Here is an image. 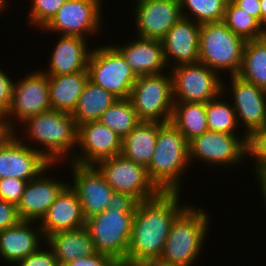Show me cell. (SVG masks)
I'll return each instance as SVG.
<instances>
[{
	"label": "cell",
	"instance_id": "cell-1",
	"mask_svg": "<svg viewBox=\"0 0 266 266\" xmlns=\"http://www.w3.org/2000/svg\"><path fill=\"white\" fill-rule=\"evenodd\" d=\"M180 193L160 192L138 202L127 258L122 266H145L159 259L173 221L189 205H181Z\"/></svg>",
	"mask_w": 266,
	"mask_h": 266
},
{
	"label": "cell",
	"instance_id": "cell-2",
	"mask_svg": "<svg viewBox=\"0 0 266 266\" xmlns=\"http://www.w3.org/2000/svg\"><path fill=\"white\" fill-rule=\"evenodd\" d=\"M22 127L25 128L22 133L25 132L23 135L27 142H35L30 147L41 153L51 164L65 163V160L70 162L73 159V150L77 149V126L71 114L51 109L29 118L21 129ZM35 144L37 148L33 147Z\"/></svg>",
	"mask_w": 266,
	"mask_h": 266
},
{
	"label": "cell",
	"instance_id": "cell-3",
	"mask_svg": "<svg viewBox=\"0 0 266 266\" xmlns=\"http://www.w3.org/2000/svg\"><path fill=\"white\" fill-rule=\"evenodd\" d=\"M208 215L203 207L189 204L173 221L162 254L155 263L164 266L195 265L210 230Z\"/></svg>",
	"mask_w": 266,
	"mask_h": 266
},
{
	"label": "cell",
	"instance_id": "cell-4",
	"mask_svg": "<svg viewBox=\"0 0 266 266\" xmlns=\"http://www.w3.org/2000/svg\"><path fill=\"white\" fill-rule=\"evenodd\" d=\"M189 141L172 122H158V136L147 167L150 180L161 192H181L189 168Z\"/></svg>",
	"mask_w": 266,
	"mask_h": 266
},
{
	"label": "cell",
	"instance_id": "cell-5",
	"mask_svg": "<svg viewBox=\"0 0 266 266\" xmlns=\"http://www.w3.org/2000/svg\"><path fill=\"white\" fill-rule=\"evenodd\" d=\"M246 41L221 22L201 24L199 62L222 75H237L242 64ZM222 70V71H221Z\"/></svg>",
	"mask_w": 266,
	"mask_h": 266
},
{
	"label": "cell",
	"instance_id": "cell-6",
	"mask_svg": "<svg viewBox=\"0 0 266 266\" xmlns=\"http://www.w3.org/2000/svg\"><path fill=\"white\" fill-rule=\"evenodd\" d=\"M135 212L108 208L86 219L97 253L114 258L121 266L126 262Z\"/></svg>",
	"mask_w": 266,
	"mask_h": 266
},
{
	"label": "cell",
	"instance_id": "cell-7",
	"mask_svg": "<svg viewBox=\"0 0 266 266\" xmlns=\"http://www.w3.org/2000/svg\"><path fill=\"white\" fill-rule=\"evenodd\" d=\"M128 99L141 121L171 122L174 98L170 72L139 76Z\"/></svg>",
	"mask_w": 266,
	"mask_h": 266
},
{
	"label": "cell",
	"instance_id": "cell-8",
	"mask_svg": "<svg viewBox=\"0 0 266 266\" xmlns=\"http://www.w3.org/2000/svg\"><path fill=\"white\" fill-rule=\"evenodd\" d=\"M87 70L90 81L119 99L129 98L138 78L111 44L92 49Z\"/></svg>",
	"mask_w": 266,
	"mask_h": 266
},
{
	"label": "cell",
	"instance_id": "cell-9",
	"mask_svg": "<svg viewBox=\"0 0 266 266\" xmlns=\"http://www.w3.org/2000/svg\"><path fill=\"white\" fill-rule=\"evenodd\" d=\"M207 131L189 141V162L224 168L244 163L248 158V136ZM227 165V166H225Z\"/></svg>",
	"mask_w": 266,
	"mask_h": 266
},
{
	"label": "cell",
	"instance_id": "cell-10",
	"mask_svg": "<svg viewBox=\"0 0 266 266\" xmlns=\"http://www.w3.org/2000/svg\"><path fill=\"white\" fill-rule=\"evenodd\" d=\"M169 69L174 102L206 104L222 92L224 78L203 63L180 64Z\"/></svg>",
	"mask_w": 266,
	"mask_h": 266
},
{
	"label": "cell",
	"instance_id": "cell-11",
	"mask_svg": "<svg viewBox=\"0 0 266 266\" xmlns=\"http://www.w3.org/2000/svg\"><path fill=\"white\" fill-rule=\"evenodd\" d=\"M103 0H66L43 32L87 39L101 33ZM102 12V13H101ZM87 35V36H86Z\"/></svg>",
	"mask_w": 266,
	"mask_h": 266
},
{
	"label": "cell",
	"instance_id": "cell-12",
	"mask_svg": "<svg viewBox=\"0 0 266 266\" xmlns=\"http://www.w3.org/2000/svg\"><path fill=\"white\" fill-rule=\"evenodd\" d=\"M95 166L114 191L131 194L139 202L161 192L150 180L147 168L121 154L102 160Z\"/></svg>",
	"mask_w": 266,
	"mask_h": 266
},
{
	"label": "cell",
	"instance_id": "cell-13",
	"mask_svg": "<svg viewBox=\"0 0 266 266\" xmlns=\"http://www.w3.org/2000/svg\"><path fill=\"white\" fill-rule=\"evenodd\" d=\"M49 93L48 75L40 69L15 80L12 103L7 111L13 125L19 129L18 123L21 126L29 118L51 110Z\"/></svg>",
	"mask_w": 266,
	"mask_h": 266
},
{
	"label": "cell",
	"instance_id": "cell-14",
	"mask_svg": "<svg viewBox=\"0 0 266 266\" xmlns=\"http://www.w3.org/2000/svg\"><path fill=\"white\" fill-rule=\"evenodd\" d=\"M229 77L230 89L228 82L225 84V81H222V91H227V88L231 91V104L236 112L238 124L240 126L242 123L244 135L249 137L255 130L266 125V90L243 80L238 75Z\"/></svg>",
	"mask_w": 266,
	"mask_h": 266
},
{
	"label": "cell",
	"instance_id": "cell-15",
	"mask_svg": "<svg viewBox=\"0 0 266 266\" xmlns=\"http://www.w3.org/2000/svg\"><path fill=\"white\" fill-rule=\"evenodd\" d=\"M121 151L120 136L100 121H90L77 127V149L70 162L96 165L102 160L120 155Z\"/></svg>",
	"mask_w": 266,
	"mask_h": 266
},
{
	"label": "cell",
	"instance_id": "cell-16",
	"mask_svg": "<svg viewBox=\"0 0 266 266\" xmlns=\"http://www.w3.org/2000/svg\"><path fill=\"white\" fill-rule=\"evenodd\" d=\"M72 182L69 184L76 192L85 219L108 209L114 192L95 165H81L69 162Z\"/></svg>",
	"mask_w": 266,
	"mask_h": 266
},
{
	"label": "cell",
	"instance_id": "cell-17",
	"mask_svg": "<svg viewBox=\"0 0 266 266\" xmlns=\"http://www.w3.org/2000/svg\"><path fill=\"white\" fill-rule=\"evenodd\" d=\"M134 19L137 37L162 40L182 16L180 0H148L136 3Z\"/></svg>",
	"mask_w": 266,
	"mask_h": 266
},
{
	"label": "cell",
	"instance_id": "cell-18",
	"mask_svg": "<svg viewBox=\"0 0 266 266\" xmlns=\"http://www.w3.org/2000/svg\"><path fill=\"white\" fill-rule=\"evenodd\" d=\"M15 138L9 145L0 148V179L18 178L31 181L37 178L51 163L30 147L24 138ZM23 138V139H22Z\"/></svg>",
	"mask_w": 266,
	"mask_h": 266
},
{
	"label": "cell",
	"instance_id": "cell-19",
	"mask_svg": "<svg viewBox=\"0 0 266 266\" xmlns=\"http://www.w3.org/2000/svg\"><path fill=\"white\" fill-rule=\"evenodd\" d=\"M55 165L59 166L58 164H51L37 178L28 181L21 200L17 204V211L21 220L39 222L60 192L69 184L46 174L50 168L55 169L53 167Z\"/></svg>",
	"mask_w": 266,
	"mask_h": 266
},
{
	"label": "cell",
	"instance_id": "cell-20",
	"mask_svg": "<svg viewBox=\"0 0 266 266\" xmlns=\"http://www.w3.org/2000/svg\"><path fill=\"white\" fill-rule=\"evenodd\" d=\"M200 29L201 24L184 17L169 29L161 40L164 59L169 68L199 62Z\"/></svg>",
	"mask_w": 266,
	"mask_h": 266
},
{
	"label": "cell",
	"instance_id": "cell-21",
	"mask_svg": "<svg viewBox=\"0 0 266 266\" xmlns=\"http://www.w3.org/2000/svg\"><path fill=\"white\" fill-rule=\"evenodd\" d=\"M40 223V224H39ZM86 219L76 192L68 184L50 205L38 222L44 239L59 231L76 230L85 227Z\"/></svg>",
	"mask_w": 266,
	"mask_h": 266
},
{
	"label": "cell",
	"instance_id": "cell-22",
	"mask_svg": "<svg viewBox=\"0 0 266 266\" xmlns=\"http://www.w3.org/2000/svg\"><path fill=\"white\" fill-rule=\"evenodd\" d=\"M58 36L59 39L49 56L48 69L40 70L48 76L88 71V60L93 48H89L91 46L87 45V39L78 36Z\"/></svg>",
	"mask_w": 266,
	"mask_h": 266
},
{
	"label": "cell",
	"instance_id": "cell-23",
	"mask_svg": "<svg viewBox=\"0 0 266 266\" xmlns=\"http://www.w3.org/2000/svg\"><path fill=\"white\" fill-rule=\"evenodd\" d=\"M111 45L123 56L137 77L163 73L164 69L165 72L169 70L160 40L136 37L123 45Z\"/></svg>",
	"mask_w": 266,
	"mask_h": 266
},
{
	"label": "cell",
	"instance_id": "cell-24",
	"mask_svg": "<svg viewBox=\"0 0 266 266\" xmlns=\"http://www.w3.org/2000/svg\"><path fill=\"white\" fill-rule=\"evenodd\" d=\"M33 223L37 222L21 220L0 232V257L3 261L15 266L42 245L41 241H45L42 230Z\"/></svg>",
	"mask_w": 266,
	"mask_h": 266
},
{
	"label": "cell",
	"instance_id": "cell-25",
	"mask_svg": "<svg viewBox=\"0 0 266 266\" xmlns=\"http://www.w3.org/2000/svg\"><path fill=\"white\" fill-rule=\"evenodd\" d=\"M59 266H65L77 258L90 257L97 253L86 227L59 231L45 238Z\"/></svg>",
	"mask_w": 266,
	"mask_h": 266
},
{
	"label": "cell",
	"instance_id": "cell-26",
	"mask_svg": "<svg viewBox=\"0 0 266 266\" xmlns=\"http://www.w3.org/2000/svg\"><path fill=\"white\" fill-rule=\"evenodd\" d=\"M88 79V71L48 76L51 109L72 114Z\"/></svg>",
	"mask_w": 266,
	"mask_h": 266
},
{
	"label": "cell",
	"instance_id": "cell-27",
	"mask_svg": "<svg viewBox=\"0 0 266 266\" xmlns=\"http://www.w3.org/2000/svg\"><path fill=\"white\" fill-rule=\"evenodd\" d=\"M158 136V122L141 121L124 139L121 155L147 168Z\"/></svg>",
	"mask_w": 266,
	"mask_h": 266
},
{
	"label": "cell",
	"instance_id": "cell-28",
	"mask_svg": "<svg viewBox=\"0 0 266 266\" xmlns=\"http://www.w3.org/2000/svg\"><path fill=\"white\" fill-rule=\"evenodd\" d=\"M118 99L113 93L106 91L88 79L76 108L71 114L76 126L99 120L102 113Z\"/></svg>",
	"mask_w": 266,
	"mask_h": 266
},
{
	"label": "cell",
	"instance_id": "cell-29",
	"mask_svg": "<svg viewBox=\"0 0 266 266\" xmlns=\"http://www.w3.org/2000/svg\"><path fill=\"white\" fill-rule=\"evenodd\" d=\"M237 75L266 90V36L246 41Z\"/></svg>",
	"mask_w": 266,
	"mask_h": 266
},
{
	"label": "cell",
	"instance_id": "cell-30",
	"mask_svg": "<svg viewBox=\"0 0 266 266\" xmlns=\"http://www.w3.org/2000/svg\"><path fill=\"white\" fill-rule=\"evenodd\" d=\"M171 122L190 141L209 131L206 119V104L174 102Z\"/></svg>",
	"mask_w": 266,
	"mask_h": 266
},
{
	"label": "cell",
	"instance_id": "cell-31",
	"mask_svg": "<svg viewBox=\"0 0 266 266\" xmlns=\"http://www.w3.org/2000/svg\"><path fill=\"white\" fill-rule=\"evenodd\" d=\"M124 139L140 122L129 99H118L98 120Z\"/></svg>",
	"mask_w": 266,
	"mask_h": 266
},
{
	"label": "cell",
	"instance_id": "cell-32",
	"mask_svg": "<svg viewBox=\"0 0 266 266\" xmlns=\"http://www.w3.org/2000/svg\"><path fill=\"white\" fill-rule=\"evenodd\" d=\"M223 22L234 34L245 41L266 36L265 27L255 17L238 8L231 0L226 3Z\"/></svg>",
	"mask_w": 266,
	"mask_h": 266
},
{
	"label": "cell",
	"instance_id": "cell-33",
	"mask_svg": "<svg viewBox=\"0 0 266 266\" xmlns=\"http://www.w3.org/2000/svg\"><path fill=\"white\" fill-rule=\"evenodd\" d=\"M225 95L226 91H222L216 98L206 103L207 126L209 131L238 134L240 126L236 112L230 101L227 102L222 98Z\"/></svg>",
	"mask_w": 266,
	"mask_h": 266
},
{
	"label": "cell",
	"instance_id": "cell-34",
	"mask_svg": "<svg viewBox=\"0 0 266 266\" xmlns=\"http://www.w3.org/2000/svg\"><path fill=\"white\" fill-rule=\"evenodd\" d=\"M227 1L180 0L182 16L199 24L221 22L224 19Z\"/></svg>",
	"mask_w": 266,
	"mask_h": 266
},
{
	"label": "cell",
	"instance_id": "cell-35",
	"mask_svg": "<svg viewBox=\"0 0 266 266\" xmlns=\"http://www.w3.org/2000/svg\"><path fill=\"white\" fill-rule=\"evenodd\" d=\"M28 24L38 31L43 29L50 20L55 16L58 9L66 2V0H30Z\"/></svg>",
	"mask_w": 266,
	"mask_h": 266
},
{
	"label": "cell",
	"instance_id": "cell-36",
	"mask_svg": "<svg viewBox=\"0 0 266 266\" xmlns=\"http://www.w3.org/2000/svg\"><path fill=\"white\" fill-rule=\"evenodd\" d=\"M248 156L254 160V168H266V125L255 130L247 142Z\"/></svg>",
	"mask_w": 266,
	"mask_h": 266
},
{
	"label": "cell",
	"instance_id": "cell-37",
	"mask_svg": "<svg viewBox=\"0 0 266 266\" xmlns=\"http://www.w3.org/2000/svg\"><path fill=\"white\" fill-rule=\"evenodd\" d=\"M28 181L18 178L0 179V199L17 205Z\"/></svg>",
	"mask_w": 266,
	"mask_h": 266
},
{
	"label": "cell",
	"instance_id": "cell-38",
	"mask_svg": "<svg viewBox=\"0 0 266 266\" xmlns=\"http://www.w3.org/2000/svg\"><path fill=\"white\" fill-rule=\"evenodd\" d=\"M43 247L45 246L41 245L35 252L18 262L16 266H59L51 248Z\"/></svg>",
	"mask_w": 266,
	"mask_h": 266
},
{
	"label": "cell",
	"instance_id": "cell-39",
	"mask_svg": "<svg viewBox=\"0 0 266 266\" xmlns=\"http://www.w3.org/2000/svg\"><path fill=\"white\" fill-rule=\"evenodd\" d=\"M6 72L0 68V112H7L12 103L14 79Z\"/></svg>",
	"mask_w": 266,
	"mask_h": 266
},
{
	"label": "cell",
	"instance_id": "cell-40",
	"mask_svg": "<svg viewBox=\"0 0 266 266\" xmlns=\"http://www.w3.org/2000/svg\"><path fill=\"white\" fill-rule=\"evenodd\" d=\"M138 202L131 194L114 191L108 208H114L120 212H135Z\"/></svg>",
	"mask_w": 266,
	"mask_h": 266
},
{
	"label": "cell",
	"instance_id": "cell-41",
	"mask_svg": "<svg viewBox=\"0 0 266 266\" xmlns=\"http://www.w3.org/2000/svg\"><path fill=\"white\" fill-rule=\"evenodd\" d=\"M21 221L17 205L0 199V232Z\"/></svg>",
	"mask_w": 266,
	"mask_h": 266
},
{
	"label": "cell",
	"instance_id": "cell-42",
	"mask_svg": "<svg viewBox=\"0 0 266 266\" xmlns=\"http://www.w3.org/2000/svg\"><path fill=\"white\" fill-rule=\"evenodd\" d=\"M18 130L12 123L7 112H0V148L9 145L18 137Z\"/></svg>",
	"mask_w": 266,
	"mask_h": 266
},
{
	"label": "cell",
	"instance_id": "cell-43",
	"mask_svg": "<svg viewBox=\"0 0 266 266\" xmlns=\"http://www.w3.org/2000/svg\"><path fill=\"white\" fill-rule=\"evenodd\" d=\"M65 266H121V264L111 256L96 253L90 257L77 258Z\"/></svg>",
	"mask_w": 266,
	"mask_h": 266
},
{
	"label": "cell",
	"instance_id": "cell-44",
	"mask_svg": "<svg viewBox=\"0 0 266 266\" xmlns=\"http://www.w3.org/2000/svg\"><path fill=\"white\" fill-rule=\"evenodd\" d=\"M238 8L255 17L261 23L260 0H231Z\"/></svg>",
	"mask_w": 266,
	"mask_h": 266
},
{
	"label": "cell",
	"instance_id": "cell-45",
	"mask_svg": "<svg viewBox=\"0 0 266 266\" xmlns=\"http://www.w3.org/2000/svg\"><path fill=\"white\" fill-rule=\"evenodd\" d=\"M253 172L256 173L255 178L259 181L258 184L260 186L258 188L261 189L260 193L262 194L261 196H263V202L266 204V168H255Z\"/></svg>",
	"mask_w": 266,
	"mask_h": 266
},
{
	"label": "cell",
	"instance_id": "cell-46",
	"mask_svg": "<svg viewBox=\"0 0 266 266\" xmlns=\"http://www.w3.org/2000/svg\"><path fill=\"white\" fill-rule=\"evenodd\" d=\"M261 7V24L266 29V0H260Z\"/></svg>",
	"mask_w": 266,
	"mask_h": 266
},
{
	"label": "cell",
	"instance_id": "cell-47",
	"mask_svg": "<svg viewBox=\"0 0 266 266\" xmlns=\"http://www.w3.org/2000/svg\"><path fill=\"white\" fill-rule=\"evenodd\" d=\"M8 3L9 2L7 0H0V14H1V12L6 11L5 7H7L9 5Z\"/></svg>",
	"mask_w": 266,
	"mask_h": 266
},
{
	"label": "cell",
	"instance_id": "cell-48",
	"mask_svg": "<svg viewBox=\"0 0 266 266\" xmlns=\"http://www.w3.org/2000/svg\"><path fill=\"white\" fill-rule=\"evenodd\" d=\"M145 266H164V265H160L154 262V263L147 264Z\"/></svg>",
	"mask_w": 266,
	"mask_h": 266
},
{
	"label": "cell",
	"instance_id": "cell-49",
	"mask_svg": "<svg viewBox=\"0 0 266 266\" xmlns=\"http://www.w3.org/2000/svg\"><path fill=\"white\" fill-rule=\"evenodd\" d=\"M144 1H148V0H135L134 2L135 3H141V2H144Z\"/></svg>",
	"mask_w": 266,
	"mask_h": 266
}]
</instances>
